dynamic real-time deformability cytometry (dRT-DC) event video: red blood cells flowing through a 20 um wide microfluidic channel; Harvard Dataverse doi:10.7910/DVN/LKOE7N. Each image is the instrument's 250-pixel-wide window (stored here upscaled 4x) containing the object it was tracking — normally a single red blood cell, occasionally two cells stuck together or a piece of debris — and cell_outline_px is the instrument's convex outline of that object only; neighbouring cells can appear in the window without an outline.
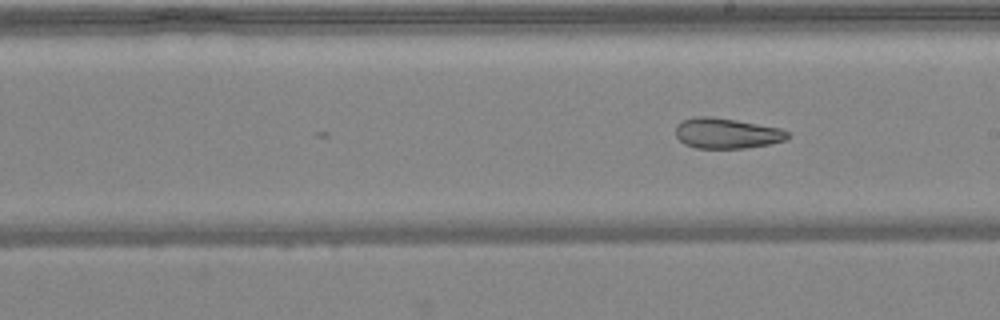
{"species": "common noctule bat (a hibernating species)", "species_latin": "Nyctalus noctula", "temperature_condition": "warm", "stored_images_in_passage": 28, "camera_frame_rate_fps": 3000, "um_per_image_px": 0.085, "animal": {"sex": "female", "body_mass_g": 24.6, "forearm_length_mm": 56.2}, "frame": {"image": 1, "passage_image": 28, "time_ms": 9.0, "image_size_px": [1000, 320], "cell_outline_px": [[788, 136], [784, 140], [768, 144], [744, 148], [696, 148], [684, 144], [676, 136], [676, 128], [684, 120], [696, 116], [708, 116], [736, 120], [780, 128], [788, 132]], "centroid_in_image_um": [61.75, 11.33], "position_along_channel_um": 227.3, "area_um2": 19.54}}